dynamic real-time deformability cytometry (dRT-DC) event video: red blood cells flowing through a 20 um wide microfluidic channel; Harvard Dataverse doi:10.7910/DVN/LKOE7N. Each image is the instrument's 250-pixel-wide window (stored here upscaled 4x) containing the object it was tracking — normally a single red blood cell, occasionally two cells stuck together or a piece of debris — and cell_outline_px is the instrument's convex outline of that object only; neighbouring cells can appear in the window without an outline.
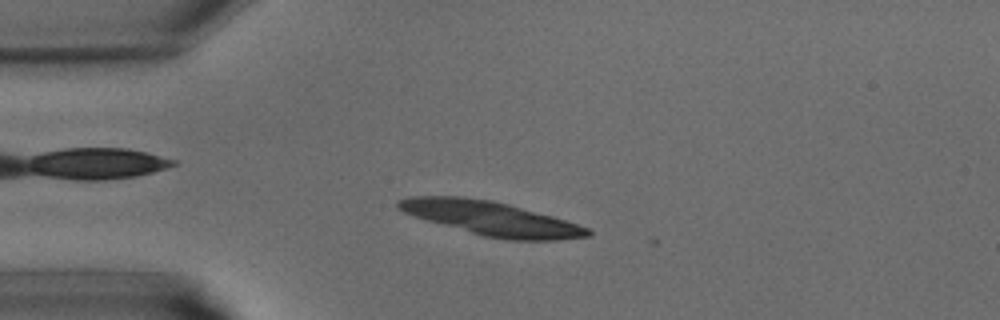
{"species": "common noctule bat (a hibernating species)", "species_latin": "Nyctalus noctula", "temperature_condition": "warm", "stored_images_in_passage": 2, "camera_frame_rate_fps": 3000, "um_per_image_px": 0.085, "animal": {"sex": "male", "body_mass_g": 15.6}, "frame": {"image": 1, "passage_image": 1, "time_ms": 0.0, "image_size_px": [1000, 320], "cell_outline_px": [[592, 236], [556, 240], [508, 240], [484, 236], [412, 216], [396, 208], [396, 200], [408, 196], [460, 196], [492, 200], [508, 204], [552, 216], [588, 228], [592, 232]], "centroid_in_image_um": [41.7, 18.56], "position_along_channel_um": 43.3, "area_um2": 37.4}}